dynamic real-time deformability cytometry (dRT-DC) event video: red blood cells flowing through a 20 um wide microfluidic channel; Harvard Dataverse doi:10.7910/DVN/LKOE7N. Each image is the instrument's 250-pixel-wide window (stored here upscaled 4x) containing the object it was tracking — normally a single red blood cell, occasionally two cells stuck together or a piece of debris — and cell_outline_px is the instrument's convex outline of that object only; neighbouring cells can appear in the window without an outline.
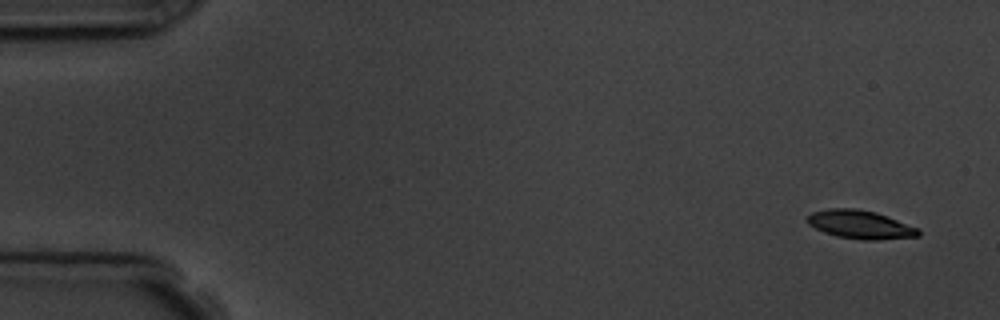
{"species": "common noctule bat (a hibernating species)", "species_latin": "Nyctalus noctula", "temperature_condition": "room temperature", "stored_images_in_passage": 10, "camera_frame_rate_fps": 3000, "um_per_image_px": 0.085, "animal": {"sex": "male", "body_mass_g": 19.5, "forearm_length_mm": 54.6}, "frame": {"image": 1, "passage_image": 1, "time_ms": 0.0, "image_size_px": [1000, 320], "cell_outline_px": [[920, 236], [876, 240], [860, 240], [836, 236], [824, 232], [808, 224], [808, 216], [812, 212], [828, 208], [856, 208], [876, 212], [888, 216], [920, 228]], "centroid_in_image_um": [73.16, 19.08], "position_along_channel_um": 11.8, "area_um2": 18.55}}
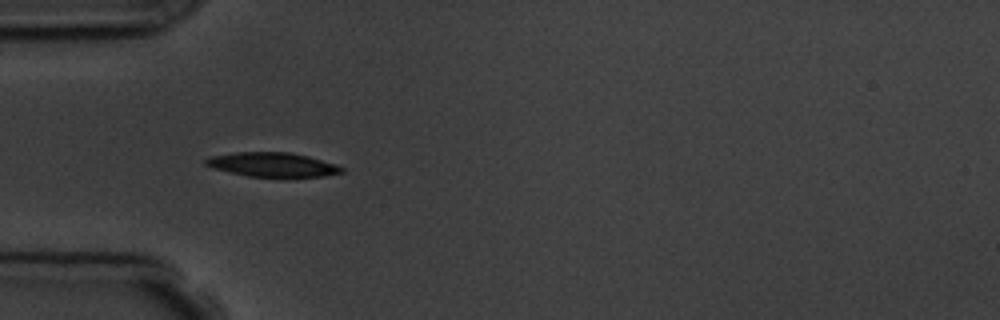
{"frame": {"image": 2, "passage_image": 5, "time_ms": 4.667, "image_size_px": [1000, 320], "cell_outline_px": [[344, 172], [324, 176], [248, 176], [212, 168], [204, 164], [204, 160], [208, 156], [236, 152], [288, 152], [308, 156], [336, 164], [344, 168]], "centroid_in_image_um": [23.13, 13.98], "position_along_channel_um": 61.9, "area_um2": 19.07}}
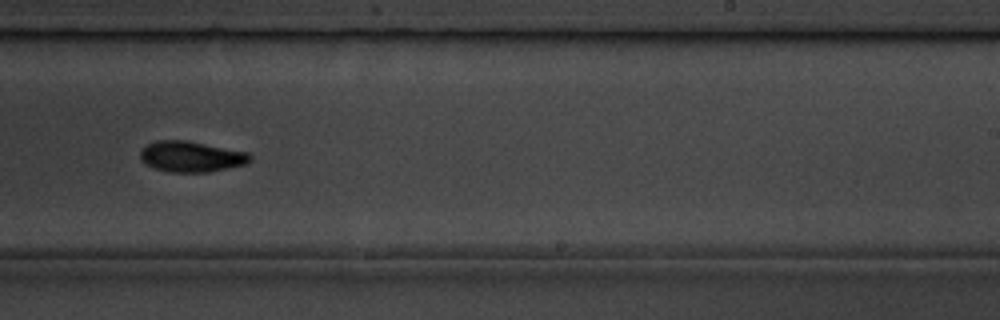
{"frame": {"image": 3, "passage_image": 10, "time_ms": 10.333, "image_size_px": [1000, 320], "cell_outline_px": [[252, 160], [244, 164], [228, 168], [208, 172], [168, 172], [152, 168], [144, 164], [140, 160], [140, 148], [156, 140], [184, 140], [248, 152], [252, 156]], "centroid_in_image_um": [16.2, 13.31], "position_along_channel_um": 272.8, "area_um2": 19.83}}